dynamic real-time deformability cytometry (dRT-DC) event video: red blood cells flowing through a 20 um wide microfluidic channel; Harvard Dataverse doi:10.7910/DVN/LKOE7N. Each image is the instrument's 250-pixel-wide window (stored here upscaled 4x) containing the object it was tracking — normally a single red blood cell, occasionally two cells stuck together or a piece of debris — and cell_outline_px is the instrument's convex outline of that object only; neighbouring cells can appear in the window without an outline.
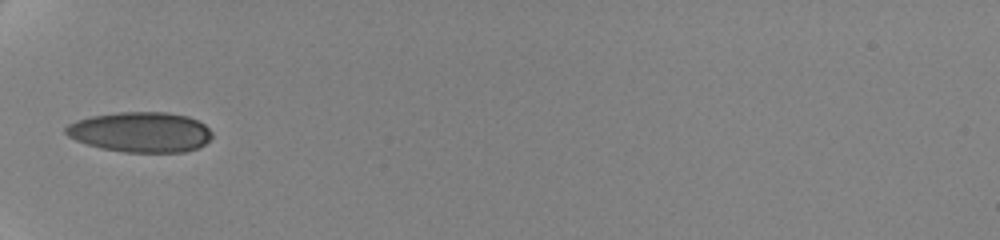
{"species": "human", "species_latin": "Homo sapiens", "temperature_condition": "cold", "stored_images_in_passage": 2, "camera_frame_rate_fps": 3000, "um_per_image_px": 0.085, "donor": {"sex": "female"}, "frame": {"image": 1, "passage_image": 1, "time_ms": 0.0, "image_size_px": [1000, 240], "cell_outline_px": [[212, 136], [204, 144], [196, 148], [184, 152], [124, 152], [100, 148], [76, 140], [68, 136], [64, 132], [64, 128], [68, 124], [76, 120], [92, 116], [120, 112], [168, 112], [188, 116], [204, 124], [212, 132]], "centroid_in_image_um": [11.93, 11.22], "position_along_channel_um": 73.1, "area_um2": 34.28}}